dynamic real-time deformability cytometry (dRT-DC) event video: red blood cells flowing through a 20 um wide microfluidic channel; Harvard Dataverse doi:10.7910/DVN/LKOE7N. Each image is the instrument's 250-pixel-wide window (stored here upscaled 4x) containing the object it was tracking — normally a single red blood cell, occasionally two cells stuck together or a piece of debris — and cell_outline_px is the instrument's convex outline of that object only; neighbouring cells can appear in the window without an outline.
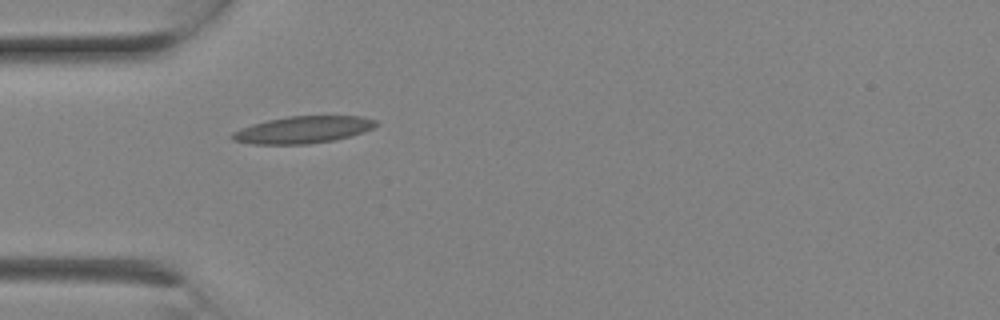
{"species": "Egyptian fruit bat (a non-hibernating species)", "species_latin": "Rousettus aegyptiacus", "temperature_condition": "room temperature", "stored_images_in_passage": 2, "camera_frame_rate_fps": 3000, "um_per_image_px": 0.085, "animal": {"sex": "female"}, "frame": {"image": 1, "passage_image": 2, "time_ms": 0.333, "image_size_px": [1000, 320], "cell_outline_px": [[380, 124], [372, 128], [352, 136], [332, 140], [308, 144], [252, 144], [232, 140], [228, 136], [232, 132], [240, 128], [252, 124], [268, 120], [288, 116], [364, 116], [376, 120]], "centroid_in_image_um": [25.74, 11.02], "position_along_channel_um": 59.3, "area_um2": 22.77}}